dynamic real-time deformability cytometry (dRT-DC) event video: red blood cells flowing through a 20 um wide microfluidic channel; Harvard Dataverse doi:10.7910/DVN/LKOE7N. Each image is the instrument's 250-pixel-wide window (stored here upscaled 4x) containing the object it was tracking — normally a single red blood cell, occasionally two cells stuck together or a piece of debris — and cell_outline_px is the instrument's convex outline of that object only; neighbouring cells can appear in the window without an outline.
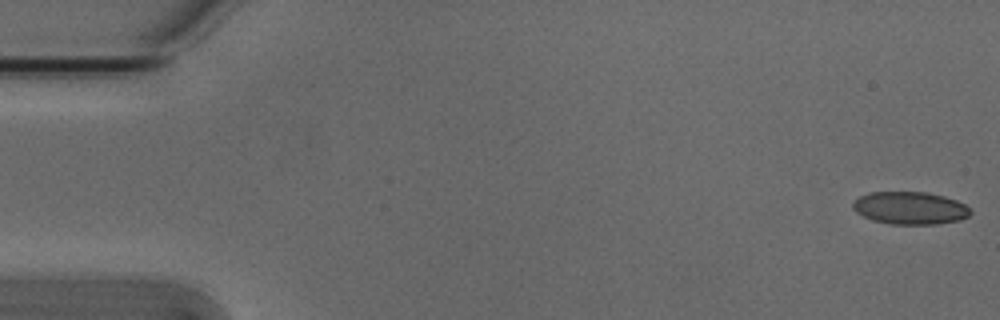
{"species": "Egyptian fruit bat (a non-hibernating species)", "species_latin": "Rousettus aegyptiacus", "temperature_condition": "cold", "stored_images_in_passage": 2, "camera_frame_rate_fps": 3000, "um_per_image_px": 0.085, "animal": {"sex": "male"}, "frame": {"image": 1, "passage_image": 2, "time_ms": 0.333, "image_size_px": [1000, 320], "cell_outline_px": [[972, 212], [968, 216], [960, 220], [936, 224], [892, 224], [872, 220], [856, 212], [852, 208], [852, 204], [860, 196], [868, 192], [928, 192], [944, 196], [956, 200], [964, 204]], "centroid_in_image_um": [77.35, 17.68], "position_along_channel_um": 7.6, "area_um2": 22.31}}